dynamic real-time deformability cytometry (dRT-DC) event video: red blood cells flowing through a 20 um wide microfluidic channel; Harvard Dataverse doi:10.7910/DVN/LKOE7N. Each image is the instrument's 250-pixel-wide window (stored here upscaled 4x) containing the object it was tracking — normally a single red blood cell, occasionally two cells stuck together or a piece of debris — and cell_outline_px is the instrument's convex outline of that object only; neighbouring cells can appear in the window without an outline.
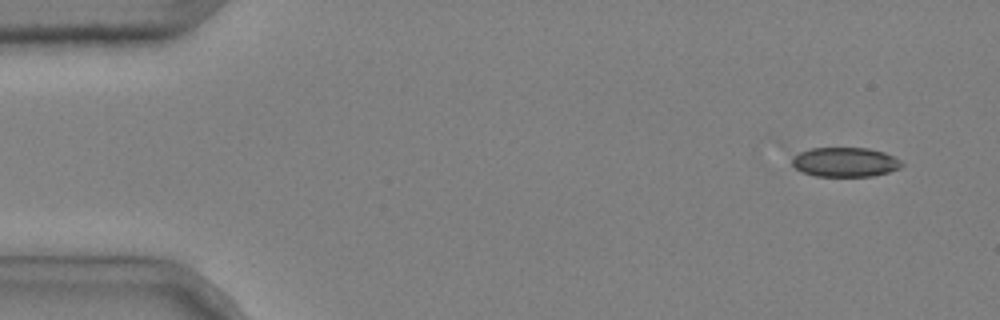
{"species": "common noctule bat (a hibernating species)", "species_latin": "Nyctalus noctula", "temperature_condition": "cold", "stored_images_in_passage": 2, "camera_frame_rate_fps": 3000, "um_per_image_px": 0.085, "animal": {"sex": "male", "body_mass_g": 20.4}, "frame": {"image": 1, "passage_image": 1, "time_ms": 0.0, "image_size_px": [1000, 320], "cell_outline_px": [[904, 164], [900, 168], [888, 172], [872, 176], [816, 176], [804, 172], [796, 168], [792, 164], [792, 156], [800, 152], [812, 148], [868, 148], [884, 152], [900, 160]], "centroid_in_image_um": [71.84, 13.77], "position_along_channel_um": 13.2, "area_um2": 18.73}}